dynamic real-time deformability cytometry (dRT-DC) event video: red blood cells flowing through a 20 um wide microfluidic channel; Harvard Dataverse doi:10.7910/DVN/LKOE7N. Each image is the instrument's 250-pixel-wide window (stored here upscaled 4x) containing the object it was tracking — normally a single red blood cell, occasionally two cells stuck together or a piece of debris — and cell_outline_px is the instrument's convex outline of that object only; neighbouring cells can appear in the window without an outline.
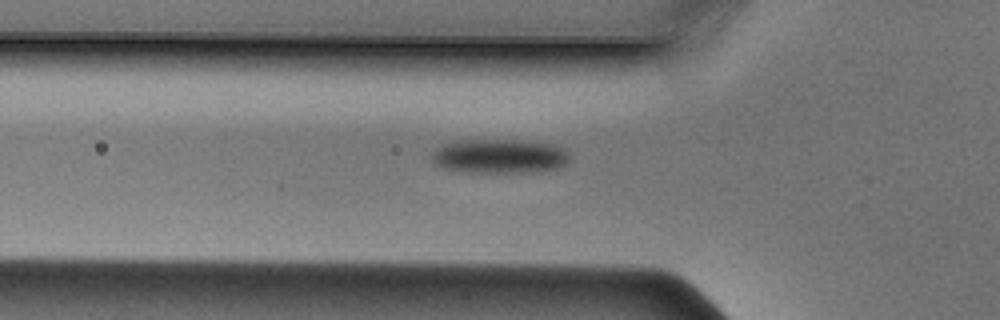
{"species": "Egyptian fruit bat (a non-hibernating species)", "species_latin": "Rousettus aegyptiacus", "temperature_condition": "cold", "stored_images_in_passage": 33, "camera_frame_rate_fps": 3000, "um_per_image_px": 0.085, "animal": {"sex": "male"}, "frame": {"image": 1, "passage_image": 6, "time_ms": 1.667, "image_size_px": [1000, 320], "cell_outline_px": [[568, 160], [564, 164], [556, 168], [540, 172], [472, 172], [444, 168], [436, 164], [432, 160], [432, 152], [440, 144], [456, 140], [536, 140], [552, 144], [564, 148], [568, 156]], "centroid_in_image_um": [42.46, 13.25], "position_along_channel_um": 83.3, "area_um2": 27.74}}
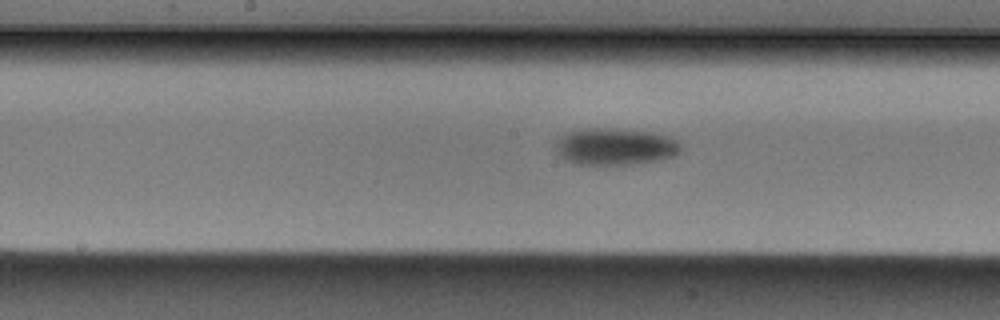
{"frame": {"image": 2, "passage_image": 14, "time_ms": 4.333, "image_size_px": [1000, 320], "cell_outline_px": [[684, 148], [676, 156], [664, 160], [632, 164], [576, 164], [564, 160], [556, 152], [556, 136], [580, 128], [616, 128], [652, 132], [672, 136], [680, 140], [684, 144]], "centroid_in_image_um": [52.36, 12.44], "position_along_channel_um": 195.8, "area_um2": 27.92}}
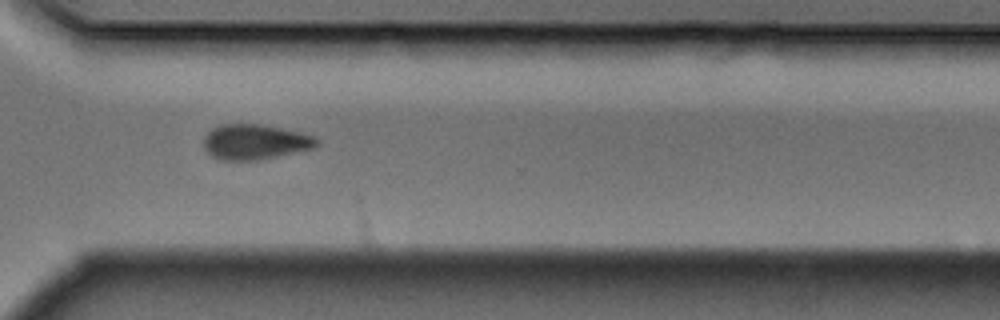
{"frame": {"image": 3, "passage_image": 25, "time_ms": 8.0, "image_size_px": [1000, 320], "cell_outline_px": [[320, 144], [316, 148], [256, 160], [220, 160], [212, 156], [204, 148], [204, 136], [212, 128], [220, 124], [260, 124], [300, 132], [316, 136], [320, 140]], "centroid_in_image_um": [21.71, 12.06], "position_along_channel_um": 348.9, "area_um2": 23.29}}